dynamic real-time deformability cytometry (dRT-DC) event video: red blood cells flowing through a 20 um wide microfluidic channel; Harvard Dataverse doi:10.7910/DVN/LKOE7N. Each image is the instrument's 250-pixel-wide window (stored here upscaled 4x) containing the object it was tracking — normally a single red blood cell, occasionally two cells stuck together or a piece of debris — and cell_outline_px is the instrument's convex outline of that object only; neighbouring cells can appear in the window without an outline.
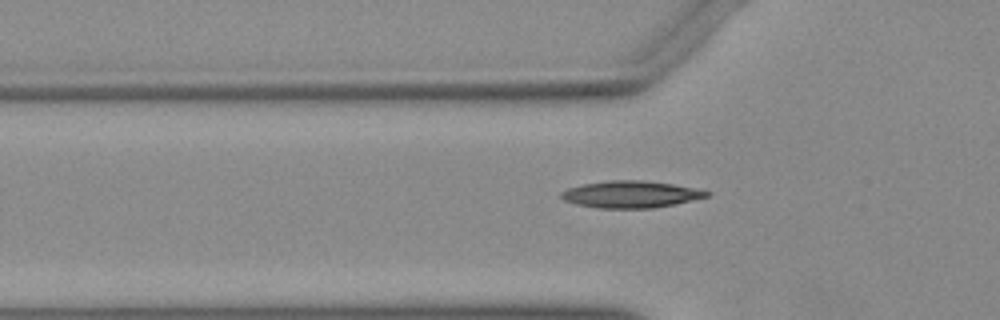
{"species": "Egyptian fruit bat (a non-hibernating species)", "species_latin": "Rousettus aegyptiacus", "temperature_condition": "warm", "stored_images_in_passage": 34, "camera_frame_rate_fps": 3000, "um_per_image_px": 0.085, "animal": {"sex": "female"}, "frame": {"image": 1, "passage_image": 5, "time_ms": 1.333, "image_size_px": [1000, 320], "cell_outline_px": [[712, 192], [708, 196], [672, 204], [652, 208], [596, 208], [576, 204], [564, 200], [560, 196], [560, 192], [568, 188], [584, 184], [608, 180], [644, 180], [672, 184], [696, 188]], "centroid_in_image_um": [53.58, 16.51], "position_along_channel_um": 72.2, "area_um2": 22.66}}
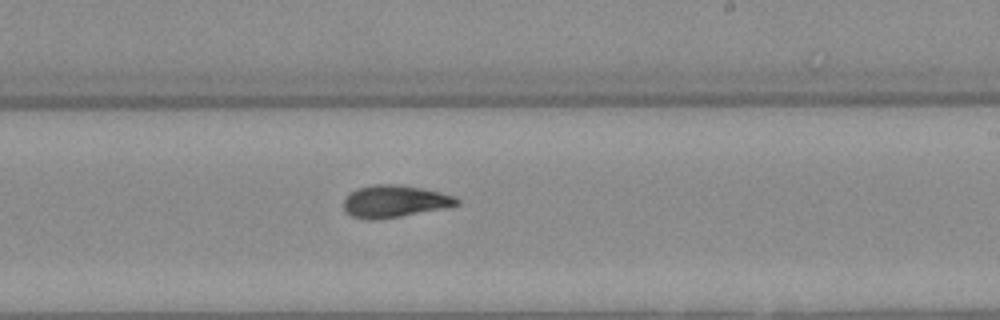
{"frame": {"image": 2, "passage_image": 19, "time_ms": 6.0, "image_size_px": [1000, 320], "cell_outline_px": [[460, 204], [400, 216], [376, 220], [364, 220], [352, 216], [344, 208], [344, 200], [352, 192], [360, 188], [376, 184], [396, 184], [420, 188], [440, 192], [456, 196], [460, 200]], "centroid_in_image_um": [33.54, 17.11], "position_along_channel_um": 255.5, "area_um2": 20.81}}
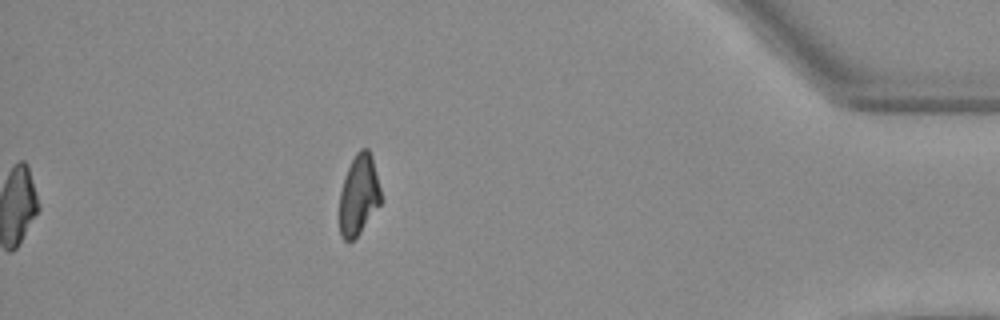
{"frame": {"image": 3, "passage_image": 34, "time_ms": 11.0, "image_size_px": [1000, 320], "cell_outline_px": [[380, 204], [360, 232], [352, 240], [344, 240], [340, 236], [340, 192], [348, 168], [356, 152], [360, 148], [368, 148], [372, 156], [380, 188]], "centroid_in_image_um": [30.49, 16.55], "position_along_channel_um": 404.7, "area_um2": 19.02}}